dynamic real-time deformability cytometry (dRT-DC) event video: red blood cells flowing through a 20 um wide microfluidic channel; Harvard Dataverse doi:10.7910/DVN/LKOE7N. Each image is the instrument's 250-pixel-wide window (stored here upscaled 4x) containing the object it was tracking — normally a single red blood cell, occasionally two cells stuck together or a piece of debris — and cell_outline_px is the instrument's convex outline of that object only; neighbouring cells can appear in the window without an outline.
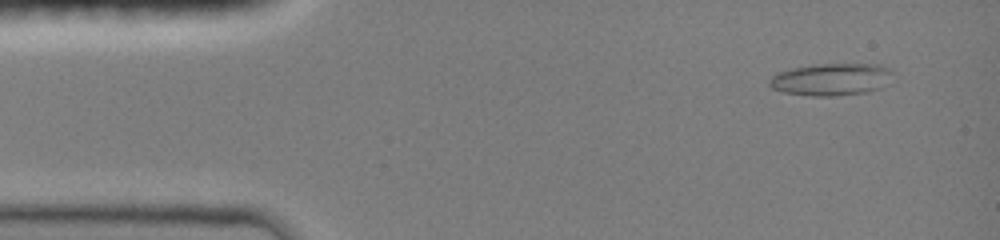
{"species": "common noctule bat (a hibernating species)", "species_latin": "Nyctalus noctula", "temperature_condition": "room temperature", "stored_images_in_passage": 20, "camera_frame_rate_fps": 3000, "um_per_image_px": 0.085, "animal": {"sex": "female", "body_mass_g": 19.0, "forearm_length_mm": 51.5}, "frame": {"image": 1, "passage_image": 3, "time_ms": 1.0, "image_size_px": [1000, 240], "cell_outline_px": [[892, 72], [880, 88], [868, 92], [832, 96], [812, 96], [784, 92], [772, 88], [768, 84], [768, 80], [776, 72], [792, 68], [820, 64], [880, 64], [892, 68]], "centroid_in_image_um": [70.62, 6.74], "position_along_channel_um": 14.4, "area_um2": 23.06}}
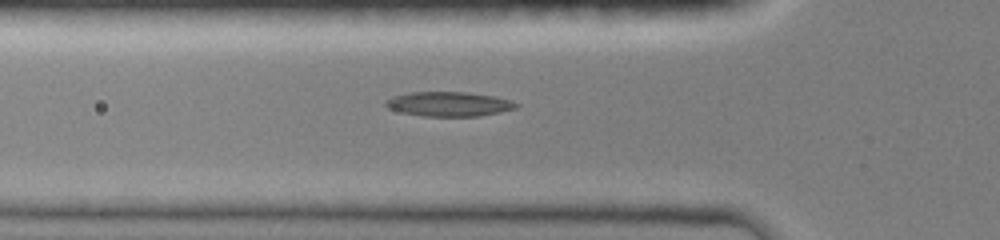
{"frame": {"image": 2, "passage_image": 13, "time_ms": 5.0, "image_size_px": [1000, 240], "cell_outline_px": [[520, 104], [516, 108], [500, 112], [480, 116], [424, 116], [400, 112], [388, 108], [384, 104], [384, 100], [392, 96], [412, 92], [464, 92], [492, 96], [512, 100]], "centroid_in_image_um": [38.14, 8.84], "position_along_channel_um": 87.7, "area_um2": 18.67}}
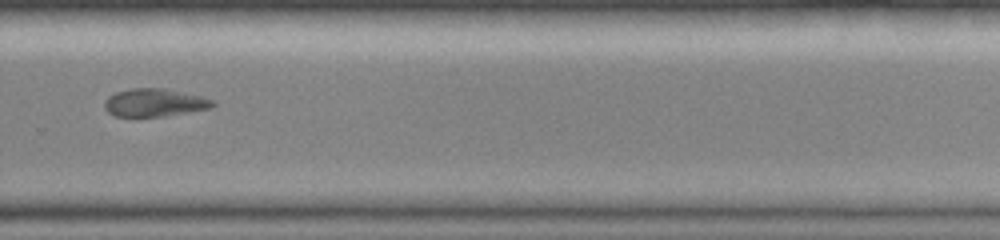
{"frame": {"image": 3, "passage_image": 20, "time_ms": 10.667, "image_size_px": [1000, 240], "cell_outline_px": [[216, 104], [212, 108], [164, 116], [112, 116], [104, 108], [104, 100], [108, 96], [116, 92], [132, 88], [164, 88], [200, 96], [212, 100]], "centroid_in_image_um": [13.1, 8.72], "position_along_channel_um": 316.7, "area_um2": 17.57}}